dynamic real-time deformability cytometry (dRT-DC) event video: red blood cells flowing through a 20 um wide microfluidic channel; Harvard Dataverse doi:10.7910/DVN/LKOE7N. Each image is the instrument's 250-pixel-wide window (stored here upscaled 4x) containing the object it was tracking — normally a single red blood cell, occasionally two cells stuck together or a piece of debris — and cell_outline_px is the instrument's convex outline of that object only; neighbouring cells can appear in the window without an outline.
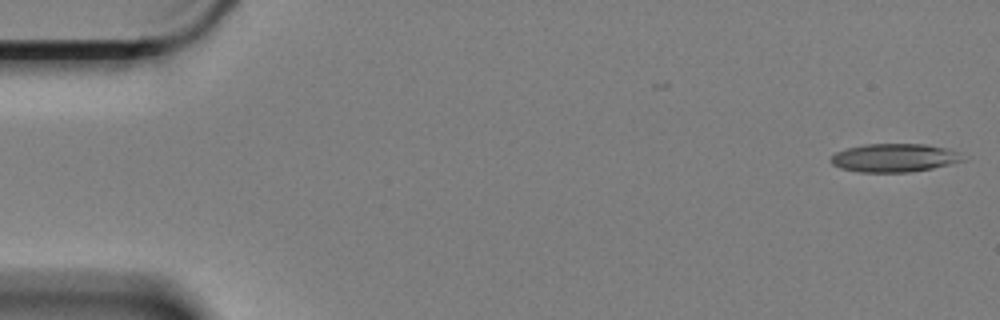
{"species": "Egyptian fruit bat (a non-hibernating species)", "species_latin": "Rousettus aegyptiacus", "temperature_condition": "cold", "stored_images_in_passage": 9, "camera_frame_rate_fps": 3000, "um_per_image_px": 0.085, "animal": {"sex": "female"}, "frame": {"image": 1, "passage_image": 1, "time_ms": 0.0, "image_size_px": [1000, 320], "cell_outline_px": [[964, 160], [932, 168], [908, 172], [860, 172], [840, 168], [832, 164], [828, 160], [836, 152], [848, 148], [864, 144], [928, 144], [948, 148], [956, 152]], "centroid_in_image_um": [75.96, 13.41], "position_along_channel_um": 9.0, "area_um2": 21.62}}